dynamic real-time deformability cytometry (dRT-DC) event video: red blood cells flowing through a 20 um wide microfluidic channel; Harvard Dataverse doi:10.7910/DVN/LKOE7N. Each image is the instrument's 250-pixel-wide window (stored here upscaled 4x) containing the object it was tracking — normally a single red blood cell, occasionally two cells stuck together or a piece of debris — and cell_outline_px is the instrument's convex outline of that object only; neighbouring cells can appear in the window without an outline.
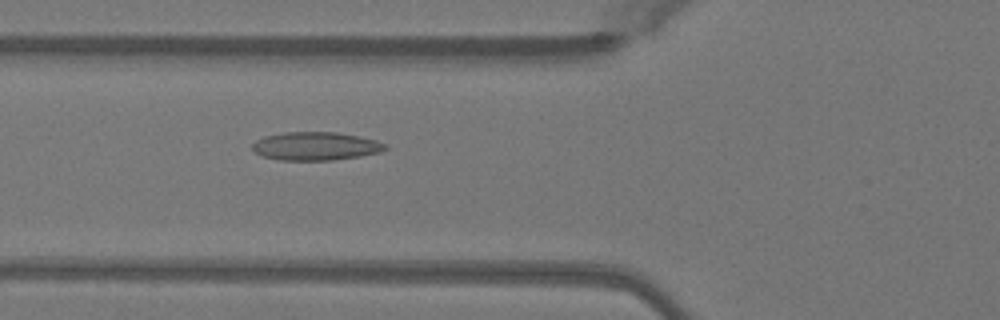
{"species": "Egyptian fruit bat (a non-hibernating species)", "species_latin": "Rousettus aegyptiacus", "temperature_condition": "warm", "stored_images_in_passage": 43, "camera_frame_rate_fps": 3000, "um_per_image_px": 0.085, "animal": {"sex": "female"}, "frame": {"image": 1, "passage_image": 12, "time_ms": 3.667, "image_size_px": [1000, 320], "cell_outline_px": [[388, 148], [380, 152], [360, 156], [332, 160], [276, 160], [260, 156], [252, 148], [252, 144], [256, 140], [264, 136], [284, 132], [336, 132], [360, 136], [376, 140], [388, 144]], "centroid_in_image_um": [26.83, 12.42], "position_along_channel_um": 99.0, "area_um2": 22.14}}
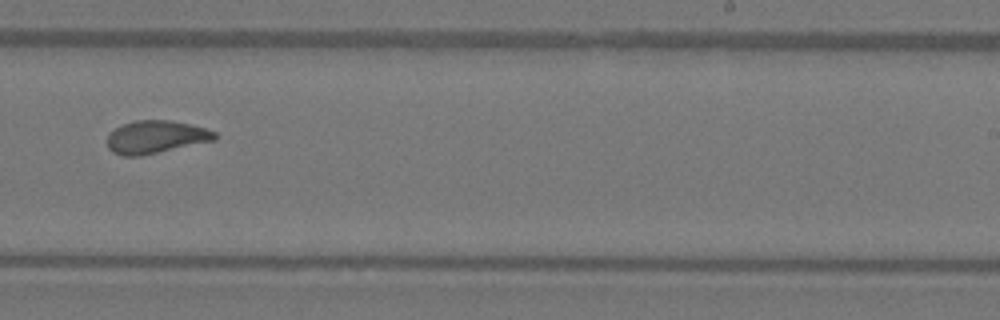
{"frame": {"image": 2, "passage_image": 25, "time_ms": 8.0, "image_size_px": [1000, 320], "cell_outline_px": [[216, 140], [140, 156], [124, 156], [112, 152], [108, 148], [108, 132], [120, 124], [136, 120], [168, 120], [188, 124], [204, 128], [216, 132]], "centroid_in_image_um": [13.2, 11.64], "position_along_channel_um": 275.8, "area_um2": 20.58}}
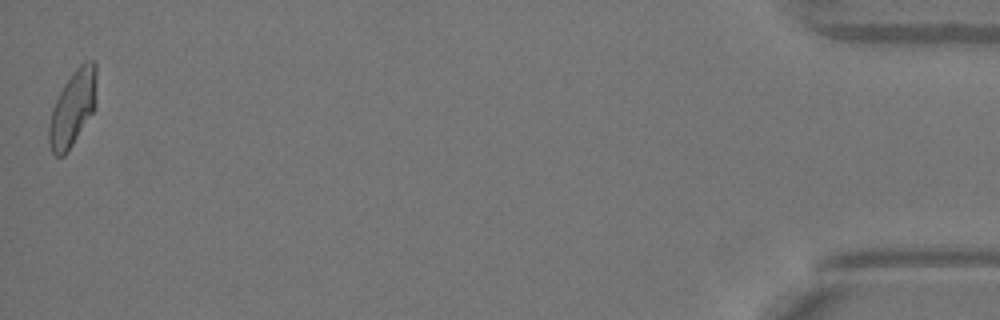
{"frame": {"image": 3, "passage_image": 43, "time_ms": 14.0, "image_size_px": [1000, 320], "cell_outline_px": [[96, 108], [64, 156], [56, 156], [52, 152], [48, 144], [48, 124], [52, 108], [64, 84], [72, 72], [80, 64], [88, 60], [96, 60]], "centroid_in_image_um": [6.18, 9.18], "position_along_channel_um": 429.0, "area_um2": 21.1}, "authors_computed_cell_mechanics": {"area_um2": 20.5768, "velocity_mm_per_s": 4.0753, "shape_relaxation_time_tau1_ms": 6.3633, "shape_relaxation_time_tau2_ms": 1.6176, "deformation_change_tau1": 0.1783, "deformation_change_tau2": 0.0693}}